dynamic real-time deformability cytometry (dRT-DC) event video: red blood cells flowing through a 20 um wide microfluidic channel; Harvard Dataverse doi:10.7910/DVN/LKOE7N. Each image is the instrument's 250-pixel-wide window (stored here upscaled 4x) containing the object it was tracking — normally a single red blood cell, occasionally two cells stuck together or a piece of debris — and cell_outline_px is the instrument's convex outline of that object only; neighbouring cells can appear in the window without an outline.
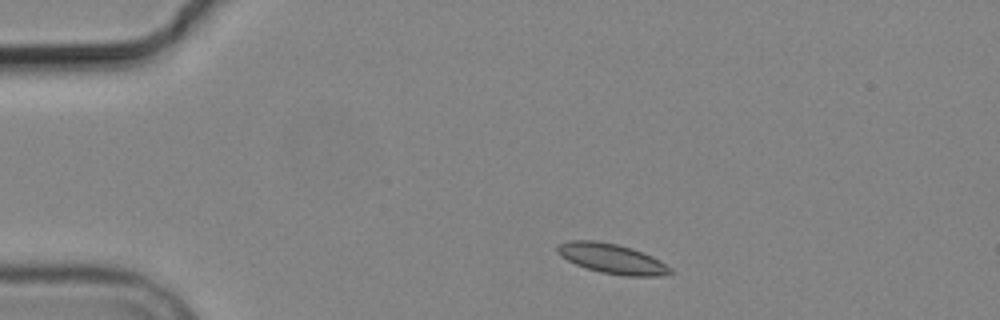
{"species": "common noctule bat (a hibernating species)", "species_latin": "Nyctalus noctula", "temperature_condition": "cold", "stored_images_in_passage": 4, "camera_frame_rate_fps": 3000, "um_per_image_px": 0.085, "animal": {"sex": "male", "body_mass_g": 19.2, "forearm_length_mm": 51.8}, "frame": {"image": 1, "passage_image": 2, "time_ms": 1.333, "image_size_px": [1000, 320], "cell_outline_px": [[672, 272], [656, 276], [624, 276], [600, 272], [576, 264], [560, 256], [556, 252], [556, 248], [560, 244], [568, 240], [596, 240], [616, 244], [632, 248], [652, 256], [660, 260], [672, 268]], "centroid_in_image_um": [52.0, 21.98], "position_along_channel_um": 33.0, "area_um2": 19.59}}